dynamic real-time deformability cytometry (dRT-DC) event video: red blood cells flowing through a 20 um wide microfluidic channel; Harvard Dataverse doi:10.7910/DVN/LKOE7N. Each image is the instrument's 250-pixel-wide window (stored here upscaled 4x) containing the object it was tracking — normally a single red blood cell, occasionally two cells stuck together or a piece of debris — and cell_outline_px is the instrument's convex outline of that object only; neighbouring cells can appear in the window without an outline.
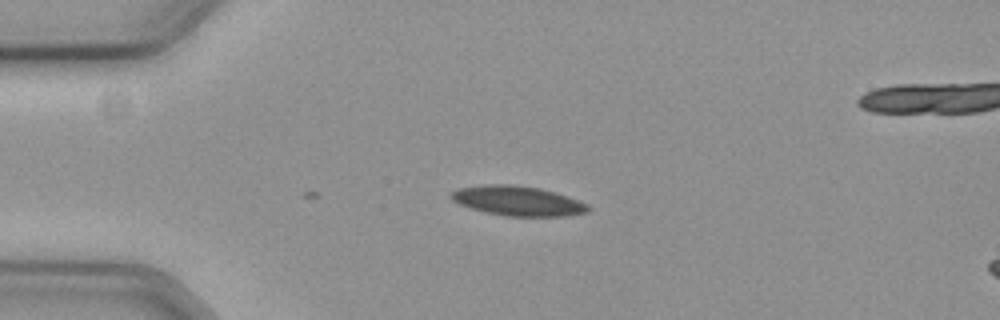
{"species": "common noctule bat (a hibernating species)", "species_latin": "Nyctalus noctula", "temperature_condition": "cold", "stored_images_in_passage": 9, "camera_frame_rate_fps": 3000, "um_per_image_px": 0.085, "animal": {"sex": "female", "body_mass_g": 19.3, "forearm_length_mm": 54.1}, "frame": {"image": 1, "passage_image": 1, "time_ms": 0.0, "image_size_px": [1000, 320], "cell_outline_px": [[592, 208], [588, 212], [564, 216], [504, 216], [484, 212], [460, 204], [452, 200], [448, 196], [456, 188], [484, 184], [508, 184], [540, 188], [568, 196], [588, 204]], "centroid_in_image_um": [44.0, 17.07], "position_along_channel_um": 41.0, "area_um2": 23.87}}